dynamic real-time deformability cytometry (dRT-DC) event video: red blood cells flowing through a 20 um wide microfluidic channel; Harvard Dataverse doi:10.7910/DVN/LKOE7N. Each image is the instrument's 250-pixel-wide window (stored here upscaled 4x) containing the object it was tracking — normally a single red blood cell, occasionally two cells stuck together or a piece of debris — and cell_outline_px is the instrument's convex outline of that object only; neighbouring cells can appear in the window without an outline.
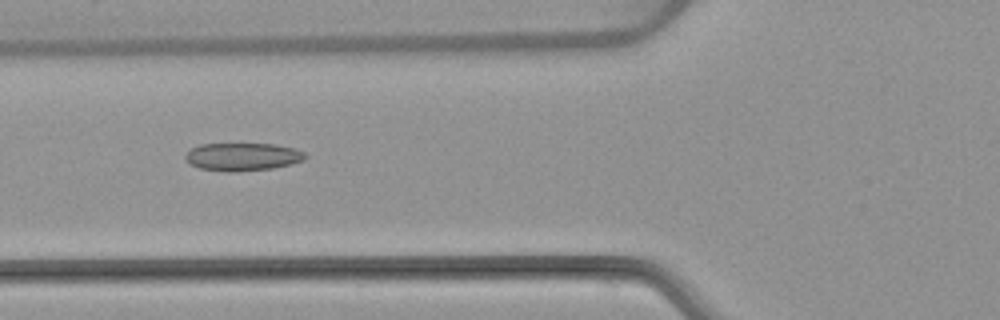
{"species": "common noctule bat (a hibernating species)", "species_latin": "Nyctalus noctula", "temperature_condition": "warm", "stored_images_in_passage": 4, "camera_frame_rate_fps": 3000, "um_per_image_px": 0.085, "animal": {"sex": "female", "body_mass_g": 22.7, "forearm_length_mm": 54.2}, "frame": {"image": 1, "passage_image": 3, "time_ms": 2.333, "image_size_px": [1000, 320], "cell_outline_px": [[308, 156], [304, 160], [292, 164], [272, 168], [236, 172], [224, 172], [200, 168], [192, 164], [184, 156], [192, 148], [200, 144], [276, 144], [296, 148], [304, 152]], "centroid_in_image_um": [20.68, 13.32], "position_along_channel_um": 105.1, "area_um2": 19.54}}
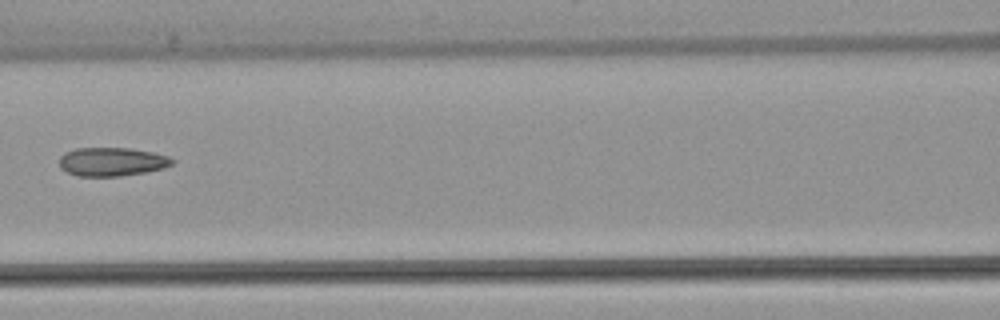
{"frame": {"image": 2, "passage_image": 4, "time_ms": 3.667, "image_size_px": [1000, 320], "cell_outline_px": [[176, 160], [172, 164], [164, 168], [144, 172], [120, 176], [76, 176], [60, 168], [60, 156], [64, 152], [76, 148], [132, 148], [152, 152], [168, 156]], "centroid_in_image_um": [9.51, 13.74], "position_along_channel_um": 157.1, "area_um2": 18.9}}